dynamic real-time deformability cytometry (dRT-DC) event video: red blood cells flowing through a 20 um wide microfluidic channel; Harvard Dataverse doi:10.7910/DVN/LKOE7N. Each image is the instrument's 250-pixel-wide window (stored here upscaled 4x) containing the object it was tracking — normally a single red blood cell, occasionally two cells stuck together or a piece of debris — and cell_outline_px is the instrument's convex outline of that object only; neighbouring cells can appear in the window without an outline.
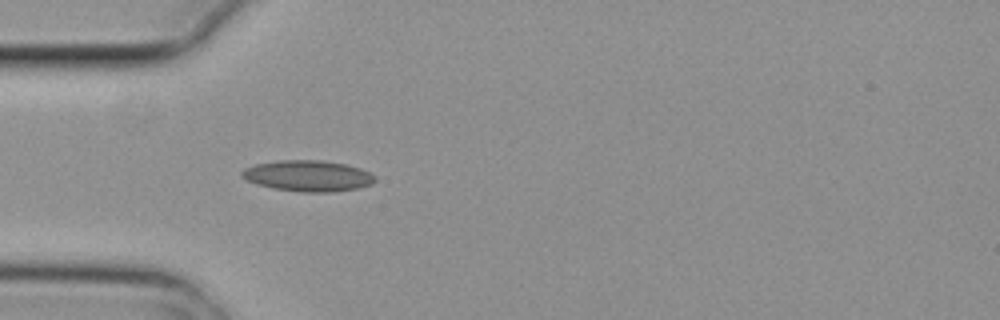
{"species": "common noctule bat (a hibernating species)", "species_latin": "Nyctalus noctula", "temperature_condition": "cold", "stored_images_in_passage": 3, "camera_frame_rate_fps": 3000, "um_per_image_px": 0.085, "animal": {"sex": "female", "body_mass_g": 29.2, "forearm_length_mm": 56.3}, "frame": {"image": 1, "passage_image": 3, "time_ms": 0.667, "image_size_px": [1000, 320], "cell_outline_px": [[376, 180], [372, 184], [360, 188], [332, 192], [300, 192], [272, 188], [256, 184], [240, 176], [240, 172], [244, 168], [256, 164], [280, 160], [320, 160], [344, 164], [360, 168], [376, 176]], "centroid_in_image_um": [26.18, 14.95], "position_along_channel_um": 58.8, "area_um2": 24.16}}